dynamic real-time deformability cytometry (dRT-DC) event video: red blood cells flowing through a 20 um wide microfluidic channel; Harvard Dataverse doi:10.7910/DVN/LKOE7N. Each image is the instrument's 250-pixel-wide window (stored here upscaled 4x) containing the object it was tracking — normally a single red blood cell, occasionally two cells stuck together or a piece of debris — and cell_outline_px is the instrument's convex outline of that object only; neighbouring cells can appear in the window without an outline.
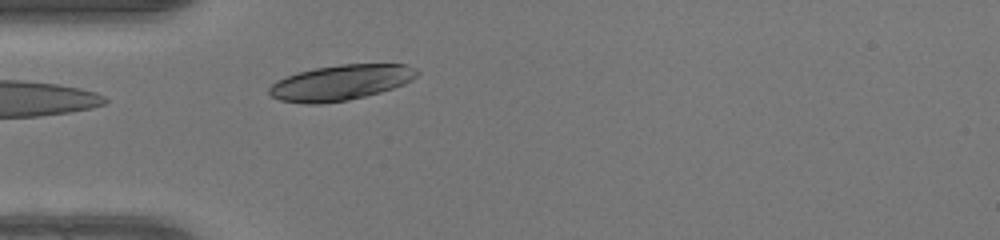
{"species": "human", "species_latin": "Homo sapiens", "temperature_condition": "warm", "stored_images_in_passage": 28, "camera_frame_rate_fps": 3000, "um_per_image_px": 0.085, "donor": {"sex": "female"}, "frame": {"image": 1, "passage_image": 1, "time_ms": 0.0, "image_size_px": [1000, 240], "cell_outline_px": [[420, 72], [412, 80], [404, 84], [380, 92], [348, 100], [320, 104], [304, 104], [280, 100], [272, 96], [268, 92], [268, 88], [276, 80], [300, 72], [316, 68], [340, 64], [404, 64]], "centroid_in_image_um": [28.94, 7.03], "position_along_channel_um": 56.1, "area_um2": 30.29}}
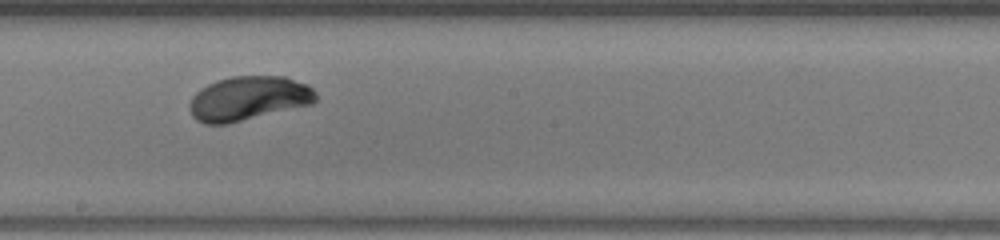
{"frame": {"image": 2, "passage_image": 14, "time_ms": 4.333, "image_size_px": [1000, 240], "cell_outline_px": [[316, 100], [312, 104], [228, 124], [204, 124], [196, 120], [192, 116], [188, 108], [192, 96], [200, 88], [216, 80], [232, 76], [288, 76], [308, 84], [316, 92]], "centroid_in_image_um": [21.11, 8.36], "position_along_channel_um": 227.1, "area_um2": 32.95}}
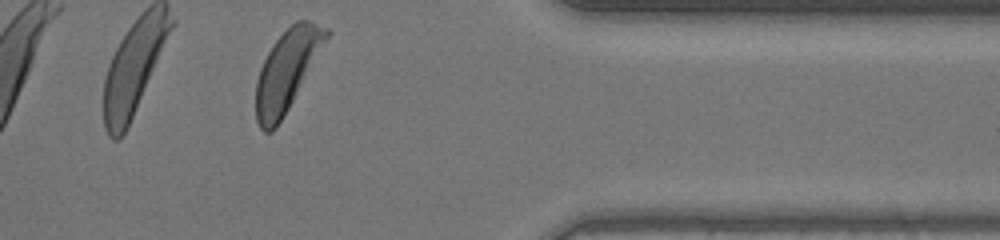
{"frame": {"image": 3, "passage_image": 27, "time_ms": 8.667, "image_size_px": [1000, 240], "cell_outline_px": [[332, 32], [288, 108], [276, 128], [272, 132], [264, 132], [260, 128], [256, 120], [256, 80], [260, 68], [272, 44], [296, 20], [308, 20], [328, 28]], "centroid_in_image_um": [24.39, 5.98], "position_along_channel_um": 387.0, "area_um2": 32.6}, "authors_computed_cell_mechanics": {"area_um2": 32.2235, "velocity_mm_per_s": 4.0978, "shape_relaxation_time_tau1_ms": 1.5863, "shape_relaxation_time_tau2_ms": null, "deformation_change_tau1": 0.1434, "deformation_change_tau2": null}}